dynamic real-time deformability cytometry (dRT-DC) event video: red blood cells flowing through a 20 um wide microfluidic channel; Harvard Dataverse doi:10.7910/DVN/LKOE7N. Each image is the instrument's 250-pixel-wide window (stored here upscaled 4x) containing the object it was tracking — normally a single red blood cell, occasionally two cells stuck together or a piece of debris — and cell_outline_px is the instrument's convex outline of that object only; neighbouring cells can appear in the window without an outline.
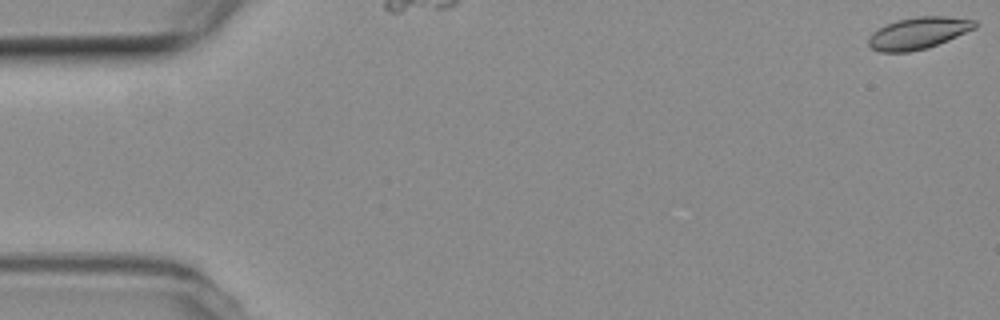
{"species": "common noctule bat (a hibernating species)", "species_latin": "Nyctalus noctula", "temperature_condition": "room temperature", "stored_images_in_passage": 38, "camera_frame_rate_fps": 3000, "um_per_image_px": 0.085, "animal": {"sex": "female", "body_mass_g": 19.3, "forearm_length_mm": 54.1}, "frame": {"image": 1, "passage_image": 1, "time_ms": 0.0, "image_size_px": [1000, 320], "cell_outline_px": [[976, 28], [948, 40], [928, 48], [908, 52], [880, 52], [872, 48], [868, 44], [868, 36], [872, 32], [884, 24], [896, 20], [916, 16], [944, 16], [976, 20]], "centroid_in_image_um": [78.02, 2.81], "position_along_channel_um": 7.0, "area_um2": 19.88}}
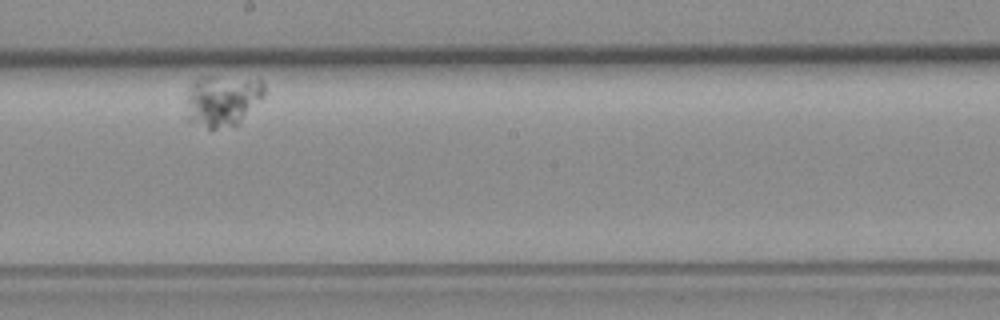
{"frame": {"image": 2, "passage_image": 23, "time_ms": 7.333, "image_size_px": [1000, 320], "cell_outline_px": [[264, 96], [236, 124], [216, 128], [208, 128], [184, 120], [188, 92], [192, 84], [196, 80], [204, 76], [212, 76], [260, 80], [264, 84]], "centroid_in_image_um": [18.84, 8.54], "position_along_channel_um": 229.4, "area_um2": 23.06}}
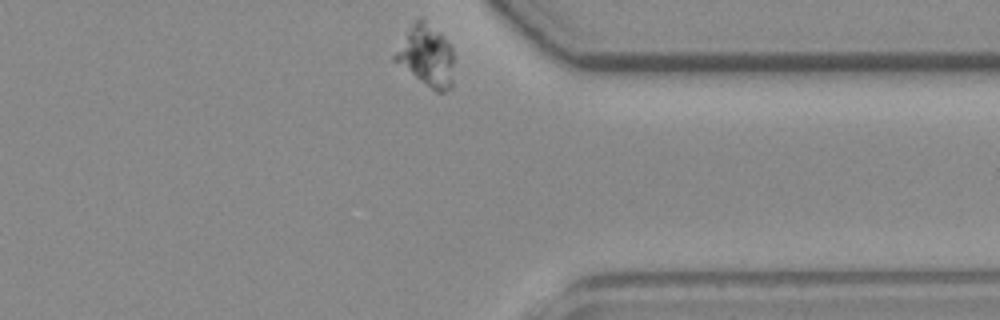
{"frame": {"image": 3, "passage_image": 38, "time_ms": 12.333, "image_size_px": [1000, 320], "cell_outline_px": [[452, 88], [444, 92], [436, 92], [392, 60], [392, 56], [412, 24], [420, 16], [440, 32], [452, 44]], "centroid_in_image_um": [36.25, 4.74], "position_along_channel_um": 375.2, "area_um2": 20.98}}